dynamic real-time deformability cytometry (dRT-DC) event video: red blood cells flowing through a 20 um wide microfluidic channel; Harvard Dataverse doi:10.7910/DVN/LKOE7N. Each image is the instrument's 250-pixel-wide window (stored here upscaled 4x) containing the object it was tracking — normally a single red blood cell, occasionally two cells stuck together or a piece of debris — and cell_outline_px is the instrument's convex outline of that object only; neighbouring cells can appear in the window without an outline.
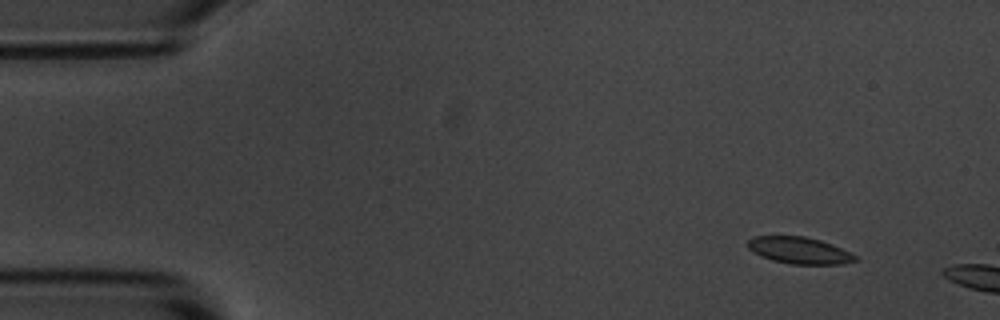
{"species": "common noctule bat (a hibernating species)", "species_latin": "Nyctalus noctula", "temperature_condition": "room temperature", "stored_images_in_passage": 6, "camera_frame_rate_fps": 3000, "um_per_image_px": 0.085, "animal": {"sex": "male", "body_mass_g": 20.1, "forearm_length_mm": 53.5}, "frame": {"image": 1, "passage_image": 6, "time_ms": 6.333, "image_size_px": [1000, 320], "cell_outline_px": [[860, 260], [844, 264], [792, 264], [772, 260], [760, 256], [748, 248], [748, 240], [752, 236], [804, 236], [820, 240], [832, 244], [856, 256]], "centroid_in_image_um": [67.94, 21.28], "position_along_channel_um": 17.1, "area_um2": 16.7}}